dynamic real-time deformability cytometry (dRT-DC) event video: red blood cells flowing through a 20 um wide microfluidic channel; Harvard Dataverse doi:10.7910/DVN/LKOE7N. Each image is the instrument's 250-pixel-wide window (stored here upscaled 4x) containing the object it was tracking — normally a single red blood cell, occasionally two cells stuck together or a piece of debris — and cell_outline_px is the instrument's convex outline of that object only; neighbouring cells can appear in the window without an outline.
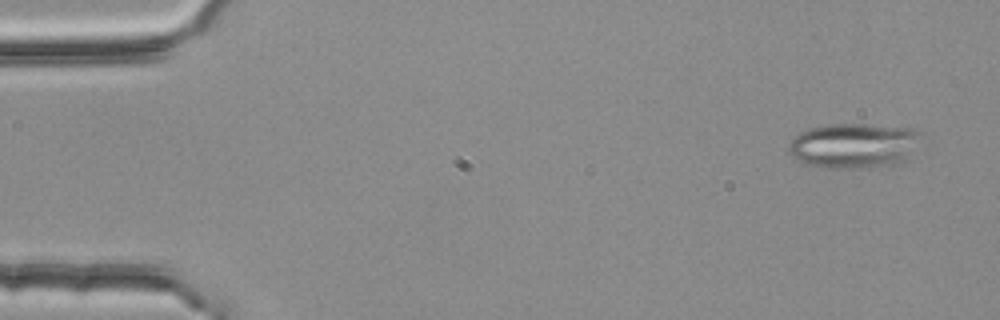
{"species": "common noctule bat (a hibernating species)", "species_latin": "Nyctalus noctula", "temperature_condition": "room temperature", "stored_images_in_passage": 3, "camera_frame_rate_fps": 3000, "um_per_image_px": 0.085, "animal": {"sex": "female", "body_mass_g": 25.1}, "frame": {"image": 1, "passage_image": 1, "time_ms": 0.0, "image_size_px": [1000, 320], "cell_outline_px": [[916, 132], [904, 156], [896, 164], [872, 168], [824, 168], [808, 164], [800, 160], [788, 152], [788, 144], [800, 132], [812, 128], [832, 124], [864, 124], [912, 128]], "centroid_in_image_um": [72.4, 12.38], "position_along_channel_um": 12.6, "area_um2": 33.29}}